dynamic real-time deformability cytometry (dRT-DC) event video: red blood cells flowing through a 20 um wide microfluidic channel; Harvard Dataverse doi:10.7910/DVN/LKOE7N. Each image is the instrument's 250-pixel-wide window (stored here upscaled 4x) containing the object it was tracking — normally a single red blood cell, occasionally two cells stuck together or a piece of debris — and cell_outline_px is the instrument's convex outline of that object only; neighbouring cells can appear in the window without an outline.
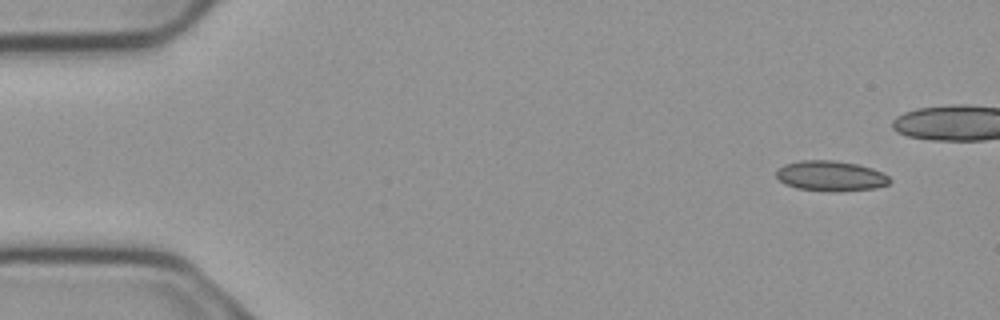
{"species": "common noctule bat (a hibernating species)", "species_latin": "Nyctalus noctula", "temperature_condition": "cold", "stored_images_in_passage": 6, "camera_frame_rate_fps": 3000, "um_per_image_px": 0.085, "animal": {"sex": "male", "body_mass_g": 23.1, "forearm_length_mm": 52.7}, "frame": {"image": 1, "passage_image": 1, "time_ms": 0.0, "image_size_px": [1000, 320], "cell_outline_px": [[892, 180], [888, 184], [876, 188], [832, 192], [796, 188], [784, 184], [776, 176], [776, 172], [784, 164], [800, 160], [832, 160], [856, 164], [872, 168], [888, 176]], "centroid_in_image_um": [70.6, 14.96], "position_along_channel_um": 14.4, "area_um2": 20.0}}